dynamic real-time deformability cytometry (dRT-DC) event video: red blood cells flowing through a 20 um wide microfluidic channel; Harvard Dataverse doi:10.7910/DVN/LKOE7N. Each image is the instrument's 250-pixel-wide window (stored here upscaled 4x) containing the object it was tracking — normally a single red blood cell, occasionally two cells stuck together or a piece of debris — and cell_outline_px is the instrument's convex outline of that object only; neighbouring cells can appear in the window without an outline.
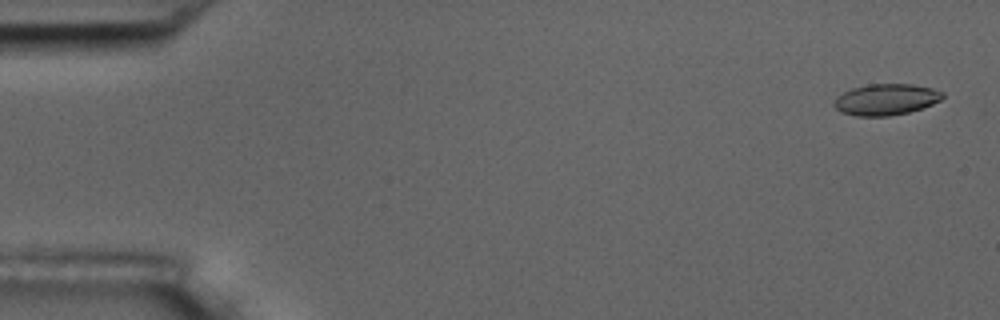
{"species": "common noctule bat (a hibernating species)", "species_latin": "Nyctalus noctula", "temperature_condition": "room temperature", "stored_images_in_passage": 56, "camera_frame_rate_fps": 3000, "um_per_image_px": 0.085, "animal": {"sex": "male", "body_mass_g": 17.5, "forearm_length_mm": 52.3}, "frame": {"image": 1, "passage_image": 2, "time_ms": 0.333, "image_size_px": [1000, 320], "cell_outline_px": [[944, 96], [940, 100], [932, 104], [908, 112], [888, 116], [856, 116], [840, 112], [832, 104], [836, 96], [852, 88], [868, 84], [912, 84], [932, 88], [944, 92]], "centroid_in_image_um": [75.28, 8.45], "position_along_channel_um": 9.7, "area_um2": 19.77}}
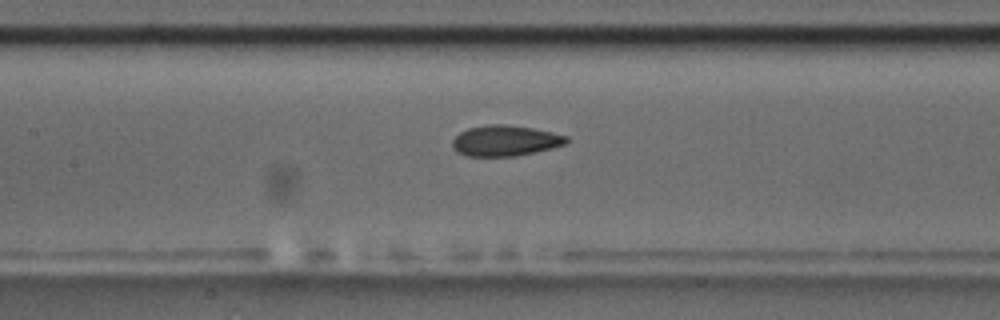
{"frame": {"image": 2, "passage_image": 26, "time_ms": 8.333, "image_size_px": [1000, 320], "cell_outline_px": [[568, 140], [564, 144], [552, 148], [536, 152], [516, 156], [464, 156], [456, 152], [452, 148], [452, 140], [460, 132], [468, 128], [488, 124], [504, 124], [532, 128], [552, 132], [568, 136]], "centroid_in_image_um": [42.91, 11.96], "position_along_channel_um": 164.5, "area_um2": 20.52}}
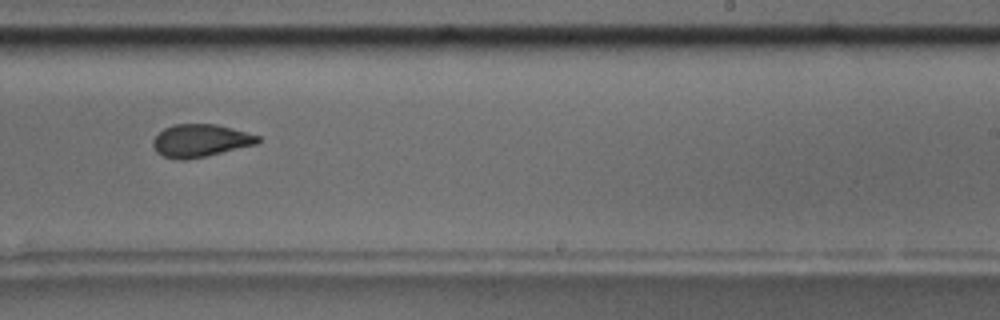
{"frame": {"image": 3, "passage_image": 35, "time_ms": 11.333, "image_size_px": [1000, 320], "cell_outline_px": [[260, 140], [256, 144], [204, 156], [184, 160], [176, 160], [164, 156], [156, 152], [152, 144], [152, 140], [164, 128], [172, 124], [216, 124], [232, 128], [260, 136]], "centroid_in_image_um": [17.0, 11.94], "position_along_channel_um": 272.0, "area_um2": 19.83}, "authors_computed_cell_mechanics": {"area_um2": 20.6057, "velocity_mm_per_s": 3.5964, "shape_relaxation_time_tau1_ms": 7.1524, "shape_relaxation_time_tau2_ms": 2.0941, "deformation_change_tau1": 0.1596, "deformation_change_tau2": 0.0881}}